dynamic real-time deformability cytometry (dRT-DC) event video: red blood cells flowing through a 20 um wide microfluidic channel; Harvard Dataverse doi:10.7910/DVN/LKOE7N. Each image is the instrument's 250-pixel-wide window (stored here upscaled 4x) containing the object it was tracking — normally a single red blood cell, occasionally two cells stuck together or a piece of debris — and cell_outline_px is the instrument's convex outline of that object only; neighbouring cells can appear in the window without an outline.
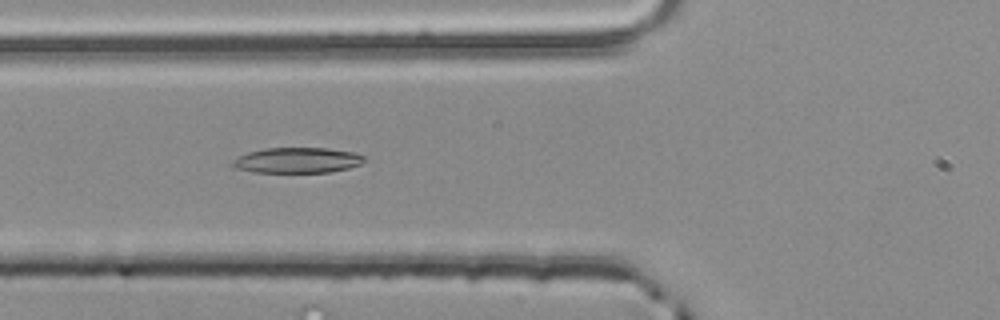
{"species": "common noctule bat (a hibernating species)", "species_latin": "Nyctalus noctula", "temperature_condition": "room temperature", "stored_images_in_passage": 39, "camera_frame_rate_fps": 3000, "um_per_image_px": 0.085, "animal": {"sex": "male", "body_mass_g": 20.4}, "frame": {"image": 1, "passage_image": 5, "time_ms": 1.333, "image_size_px": [1000, 320], "cell_outline_px": [[364, 160], [360, 164], [348, 168], [328, 172], [256, 172], [236, 168], [232, 164], [232, 160], [248, 152], [264, 148], [328, 148], [352, 152], [364, 156]], "centroid_in_image_um": [25.26, 13.62], "position_along_channel_um": 100.5, "area_um2": 19.31}}
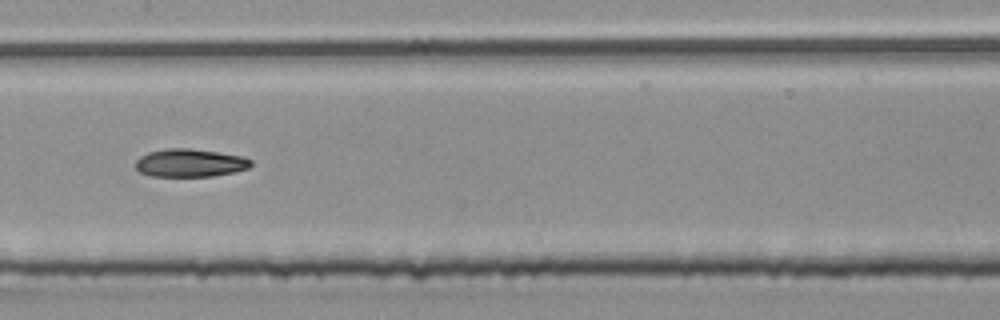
{"frame": {"image": 2, "passage_image": 12, "time_ms": 3.667, "image_size_px": [1000, 320], "cell_outline_px": [[252, 164], [248, 168], [232, 172], [212, 176], [148, 176], [140, 172], [136, 168], [136, 160], [140, 156], [148, 152], [168, 148], [188, 148], [244, 156], [252, 160]], "centroid_in_image_um": [16.13, 13.84], "position_along_channel_um": 191.3, "area_um2": 18.79}}
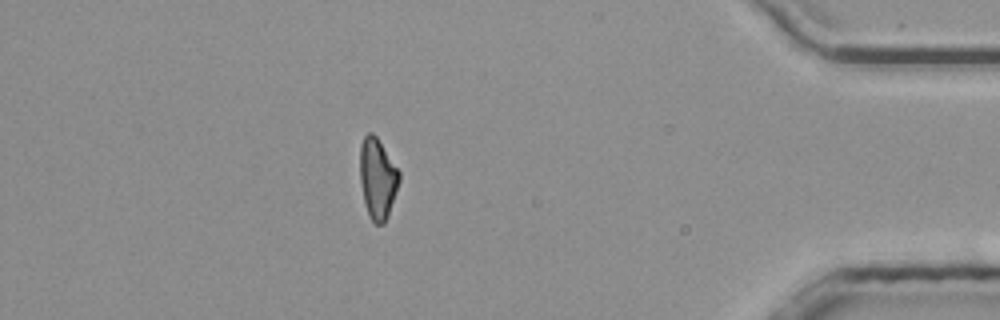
{"frame": {"image": 3, "passage_image": 32, "time_ms": 10.333, "image_size_px": [1000, 320], "cell_outline_px": [[400, 180], [388, 216], [384, 224], [376, 224], [372, 220], [364, 204], [360, 180], [360, 144], [364, 136], [368, 132], [372, 132], [376, 136], [400, 172]], "centroid_in_image_um": [32.08, 15.16], "position_along_channel_um": 403.1, "area_um2": 18.38}, "authors_computed_cell_mechanics": {"area_um2": 18.8428, "velocity_mm_per_s": 3.8645, "shape_relaxation_time_tau1_ms": 9.8565, "shape_relaxation_time_tau2_ms": 4.0781, "deformation_change_tau1": 0.2417, "deformation_change_tau2": 0.1109}}